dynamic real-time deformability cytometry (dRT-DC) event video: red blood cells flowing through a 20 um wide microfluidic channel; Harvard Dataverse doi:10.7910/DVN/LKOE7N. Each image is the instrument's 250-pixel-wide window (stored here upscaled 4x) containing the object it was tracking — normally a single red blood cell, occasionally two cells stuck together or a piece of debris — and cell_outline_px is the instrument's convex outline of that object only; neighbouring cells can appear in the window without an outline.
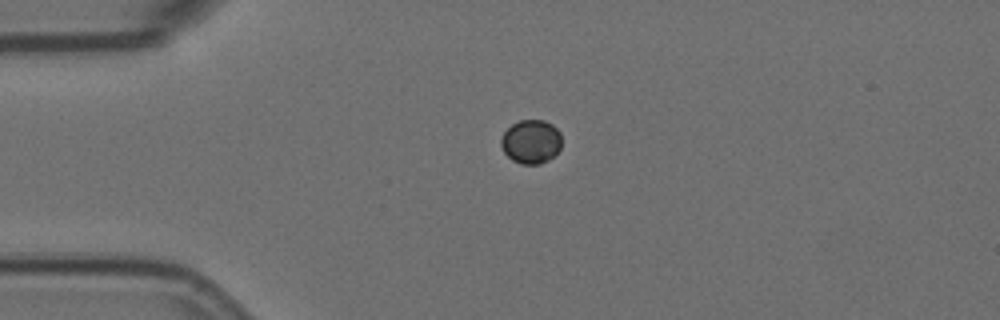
{"species": "Egyptian fruit bat (a non-hibernating species)", "species_latin": "Rousettus aegyptiacus", "temperature_condition": "room temperature", "stored_images_in_passage": 2, "camera_frame_rate_fps": 3000, "um_per_image_px": 0.085, "animal": {"sex": "female"}, "frame": {"image": 1, "passage_image": 1, "time_ms": 0.0, "image_size_px": [1000, 320], "cell_outline_px": [[560, 148], [548, 160], [540, 164], [520, 164], [512, 160], [504, 152], [500, 144], [500, 140], [504, 132], [512, 124], [520, 120], [544, 120], [552, 124], [560, 132]], "centroid_in_image_um": [45.12, 12.04], "position_along_channel_um": 39.9, "area_um2": 15.43}}